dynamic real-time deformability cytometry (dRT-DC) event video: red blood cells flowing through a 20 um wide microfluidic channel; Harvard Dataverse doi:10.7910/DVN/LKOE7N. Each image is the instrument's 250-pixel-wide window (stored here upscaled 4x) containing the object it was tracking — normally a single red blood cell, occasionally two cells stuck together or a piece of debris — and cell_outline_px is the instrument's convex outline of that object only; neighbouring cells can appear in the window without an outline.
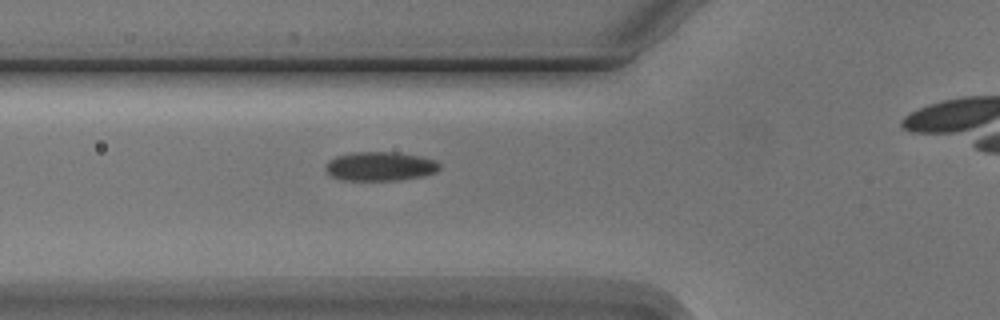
{"species": "Egyptian fruit bat (a non-hibernating species)", "species_latin": "Rousettus aegyptiacus", "temperature_condition": "cold", "stored_images_in_passage": 4, "camera_frame_rate_fps": 3000, "um_per_image_px": 0.085, "animal": {"sex": "male"}, "frame": {"image": 1, "passage_image": 4, "time_ms": 3.667, "image_size_px": [1000, 320], "cell_outline_px": [[440, 168], [436, 172], [424, 176], [400, 180], [340, 180], [324, 172], [324, 168], [328, 160], [336, 156], [352, 152], [400, 152], [420, 156], [436, 160], [440, 164]], "centroid_in_image_um": [32.3, 14.13], "position_along_channel_um": 93.5, "area_um2": 19.65}}